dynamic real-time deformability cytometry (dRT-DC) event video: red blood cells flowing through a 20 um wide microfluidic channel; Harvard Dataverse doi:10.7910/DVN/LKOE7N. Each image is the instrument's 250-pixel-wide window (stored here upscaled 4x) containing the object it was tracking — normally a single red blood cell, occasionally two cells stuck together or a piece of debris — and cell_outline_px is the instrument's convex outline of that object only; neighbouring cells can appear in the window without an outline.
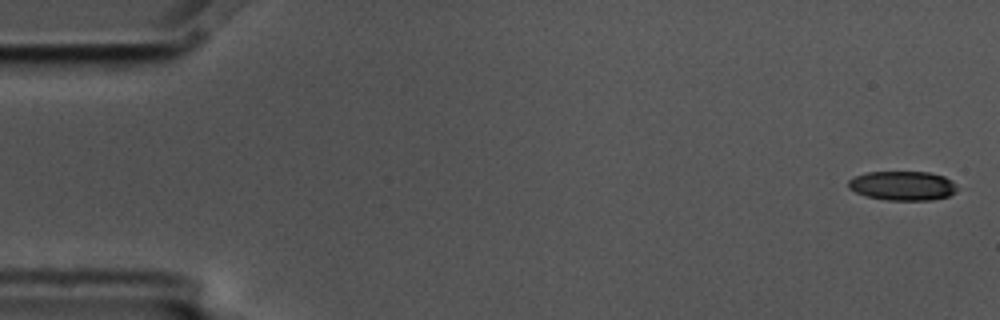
{"species": "common noctule bat (a hibernating species)", "species_latin": "Nyctalus noctula", "temperature_condition": "cold", "stored_images_in_passage": 4, "camera_frame_rate_fps": 3000, "um_per_image_px": 0.085, "animal": {"sex": "male", "body_mass_g": 17.5, "forearm_length_mm": 52.3}, "frame": {"image": 1, "passage_image": 1, "time_ms": 0.0, "image_size_px": [1000, 320], "cell_outline_px": [[956, 192], [948, 196], [932, 200], [888, 200], [868, 196], [856, 192], [848, 188], [848, 180], [856, 176], [868, 172], [932, 172], [944, 176], [952, 180], [956, 184]], "centroid_in_image_um": [76.75, 15.78], "position_along_channel_um": 8.2, "area_um2": 18.55}}
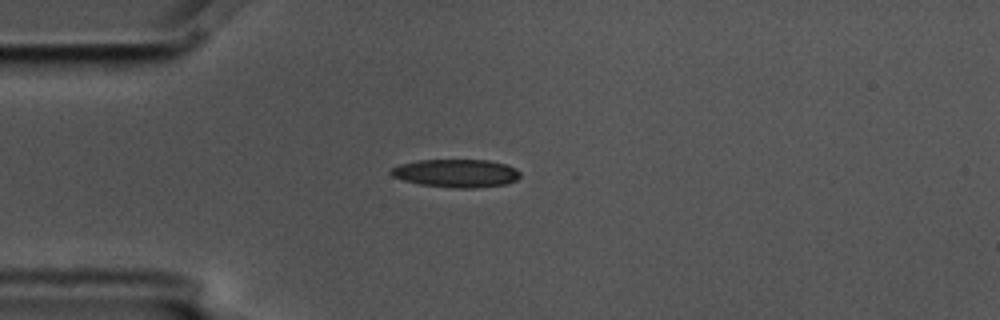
{"frame": {"image": 2, "passage_image": 4, "time_ms": 1.0, "image_size_px": [1000, 320], "cell_outline_px": [[520, 176], [516, 180], [508, 184], [476, 188], [452, 188], [420, 184], [404, 180], [392, 176], [388, 172], [392, 168], [400, 164], [420, 160], [488, 160], [504, 164], [516, 168], [520, 172]], "centroid_in_image_um": [38.79, 14.73], "position_along_channel_um": 46.2, "area_um2": 21.21}}